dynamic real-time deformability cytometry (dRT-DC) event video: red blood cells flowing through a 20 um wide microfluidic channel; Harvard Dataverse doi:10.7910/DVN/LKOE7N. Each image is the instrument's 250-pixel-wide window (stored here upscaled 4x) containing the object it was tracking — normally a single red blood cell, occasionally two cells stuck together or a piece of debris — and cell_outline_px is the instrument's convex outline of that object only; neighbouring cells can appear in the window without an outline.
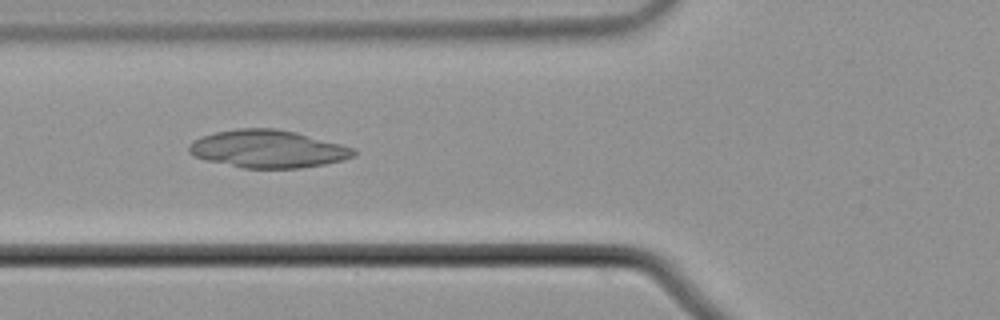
{"species": "common noctule bat (a hibernating species)", "species_latin": "Nyctalus noctula", "temperature_condition": "cold", "stored_images_in_passage": 55, "camera_frame_rate_fps": 3000, "um_per_image_px": 0.085, "animal": {"sex": "male", "body_mass_g": 21.5, "forearm_length_mm": 52.0}, "frame": {"image": 1, "passage_image": 21, "time_ms": 6.667, "image_size_px": [1000, 320], "cell_outline_px": [[356, 156], [324, 164], [300, 168], [244, 168], [204, 160], [188, 152], [188, 144], [192, 140], [200, 136], [216, 132], [236, 128], [276, 128], [296, 132], [356, 148]], "centroid_in_image_um": [22.75, 12.65], "position_along_channel_um": 103.1, "area_um2": 36.36}}
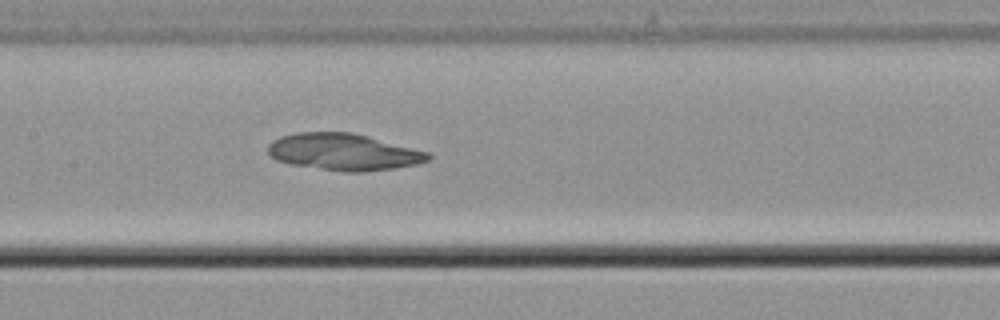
{"frame": {"image": 2, "passage_image": 27, "time_ms": 8.667, "image_size_px": [1000, 320], "cell_outline_px": [[432, 156], [428, 160], [416, 164], [396, 168], [360, 172], [344, 172], [292, 164], [276, 160], [268, 152], [268, 144], [272, 140], [280, 136], [296, 132], [352, 132], [368, 136], [428, 152]], "centroid_in_image_um": [29.19, 12.91], "position_along_channel_um": 178.2, "area_um2": 34.22}}
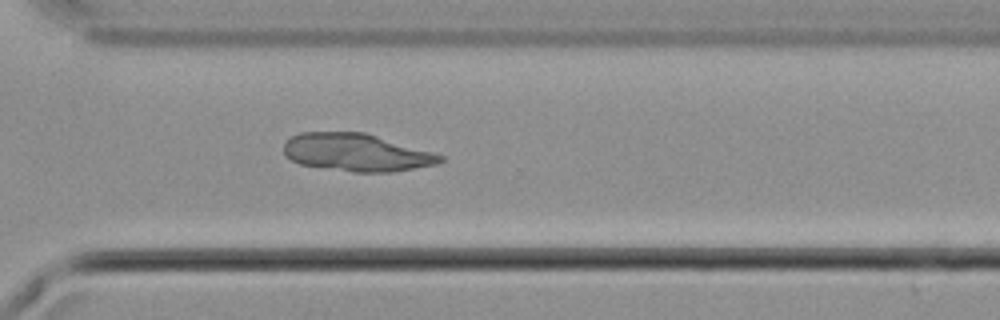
{"frame": {"image": 3, "passage_image": 40, "time_ms": 13.0, "image_size_px": [1000, 320], "cell_outline_px": [[444, 160], [436, 164], [392, 172], [352, 172], [300, 164], [284, 156], [284, 144], [292, 136], [300, 132], [364, 132], [432, 152], [444, 156]], "centroid_in_image_um": [30.28, 12.96], "position_along_channel_um": 340.3, "area_um2": 34.1}}